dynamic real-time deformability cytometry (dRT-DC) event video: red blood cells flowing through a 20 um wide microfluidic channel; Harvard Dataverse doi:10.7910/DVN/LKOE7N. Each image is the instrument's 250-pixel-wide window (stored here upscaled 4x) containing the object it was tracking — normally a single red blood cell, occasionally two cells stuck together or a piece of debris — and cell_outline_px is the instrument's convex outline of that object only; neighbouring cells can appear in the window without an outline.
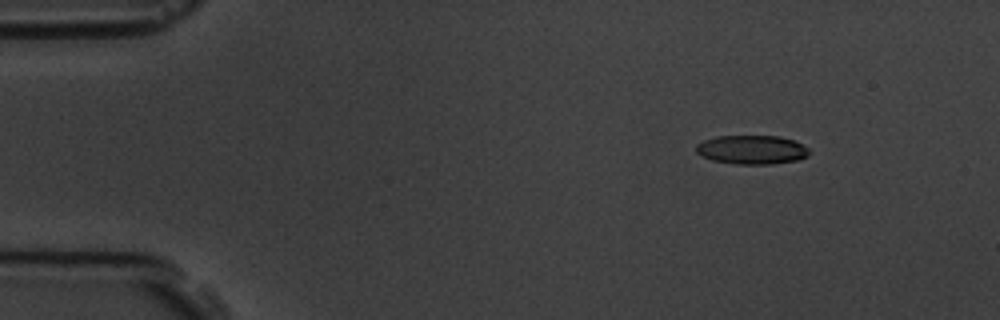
{"species": "common noctule bat (a hibernating species)", "species_latin": "Nyctalus noctula", "temperature_condition": "room temperature", "stored_images_in_passage": 5, "camera_frame_rate_fps": 3000, "um_per_image_px": 0.085, "animal": {"sex": "male", "body_mass_g": 19.5, "forearm_length_mm": 54.6}, "frame": {"image": 1, "passage_image": 2, "time_ms": 1.333, "image_size_px": [1000, 320], "cell_outline_px": [[808, 156], [796, 160], [772, 164], [736, 164], [712, 160], [696, 152], [696, 144], [704, 140], [716, 136], [780, 136], [792, 140], [808, 148]], "centroid_in_image_um": [63.88, 12.72], "position_along_channel_um": 21.1, "area_um2": 18.9}}
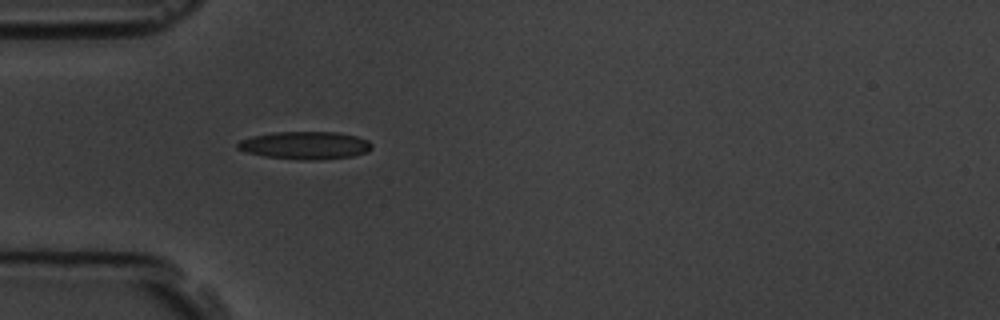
{"frame": {"image": 2, "passage_image": 5, "time_ms": 4.667, "image_size_px": [1000, 320], "cell_outline_px": [[372, 148], [368, 152], [352, 156], [324, 160], [300, 160], [264, 156], [248, 152], [236, 148], [236, 144], [240, 140], [252, 136], [276, 132], [336, 132], [356, 136], [368, 140], [372, 144]], "centroid_in_image_um": [25.96, 12.36], "position_along_channel_um": 59.0, "area_um2": 21.79}}